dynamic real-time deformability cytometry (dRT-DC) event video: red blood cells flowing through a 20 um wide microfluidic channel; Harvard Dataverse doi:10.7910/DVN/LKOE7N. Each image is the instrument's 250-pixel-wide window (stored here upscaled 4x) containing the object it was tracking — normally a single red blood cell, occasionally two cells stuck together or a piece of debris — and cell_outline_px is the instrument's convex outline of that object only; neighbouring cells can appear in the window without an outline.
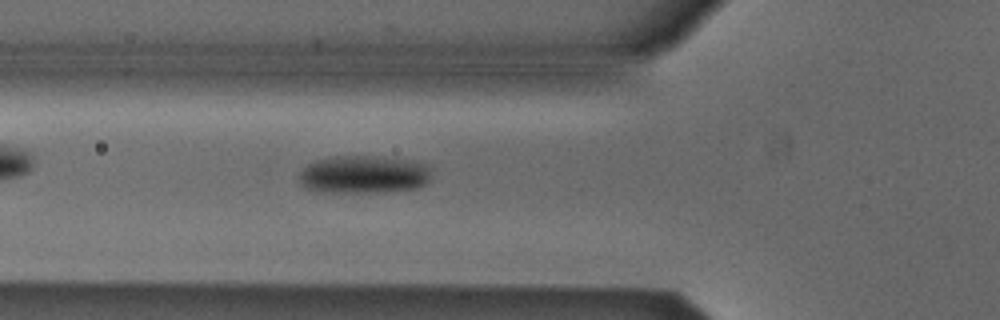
{"species": "Egyptian fruit bat (a non-hibernating species)", "species_latin": "Rousettus aegyptiacus", "temperature_condition": "cold", "stored_images_in_passage": 38, "camera_frame_rate_fps": 3000, "um_per_image_px": 0.085, "animal": {"sex": "male"}, "frame": {"image": 1, "passage_image": 11, "time_ms": 3.333, "image_size_px": [1000, 320], "cell_outline_px": [[432, 168], [428, 180], [420, 188], [380, 192], [316, 192], [304, 188], [296, 180], [300, 172], [308, 164], [316, 160], [332, 156], [380, 156], [420, 160], [428, 164]], "centroid_in_image_um": [30.93, 14.82], "position_along_channel_um": 94.9, "area_um2": 30.11}}
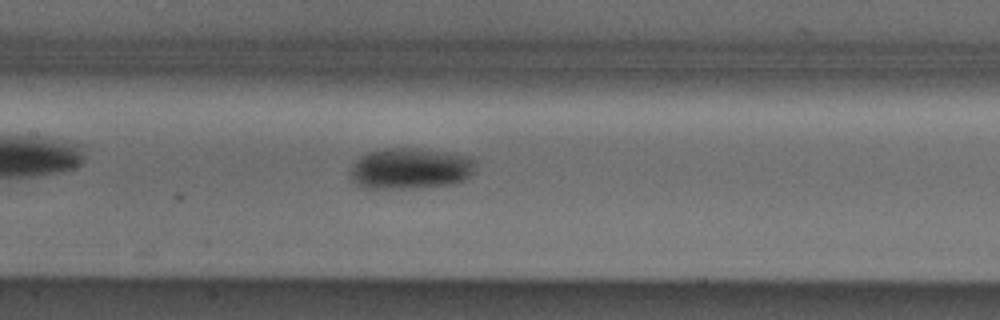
{"frame": {"image": 2, "passage_image": 17, "time_ms": 5.333, "image_size_px": [1000, 320], "cell_outline_px": [[476, 172], [468, 180], [452, 184], [420, 188], [364, 188], [356, 184], [348, 176], [348, 172], [352, 164], [360, 156], [368, 152], [384, 148], [424, 148], [472, 156], [476, 160]], "centroid_in_image_um": [34.93, 14.32], "position_along_channel_um": 172.5, "area_um2": 31.04}}
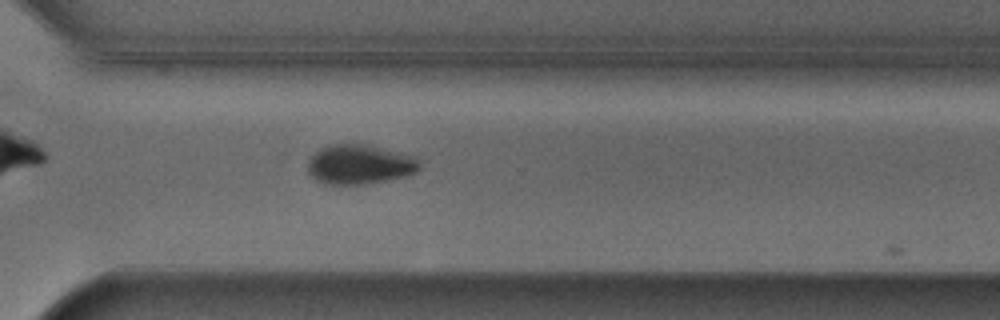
{"frame": {"image": 3, "passage_image": 30, "time_ms": 9.667, "image_size_px": [1000, 320], "cell_outline_px": [[420, 168], [416, 172], [404, 176], [364, 184], [324, 184], [316, 180], [308, 172], [308, 160], [320, 148], [332, 144], [368, 144], [416, 156], [420, 160]], "centroid_in_image_um": [30.58, 13.96], "position_along_channel_um": 340.0, "area_um2": 25.84}}